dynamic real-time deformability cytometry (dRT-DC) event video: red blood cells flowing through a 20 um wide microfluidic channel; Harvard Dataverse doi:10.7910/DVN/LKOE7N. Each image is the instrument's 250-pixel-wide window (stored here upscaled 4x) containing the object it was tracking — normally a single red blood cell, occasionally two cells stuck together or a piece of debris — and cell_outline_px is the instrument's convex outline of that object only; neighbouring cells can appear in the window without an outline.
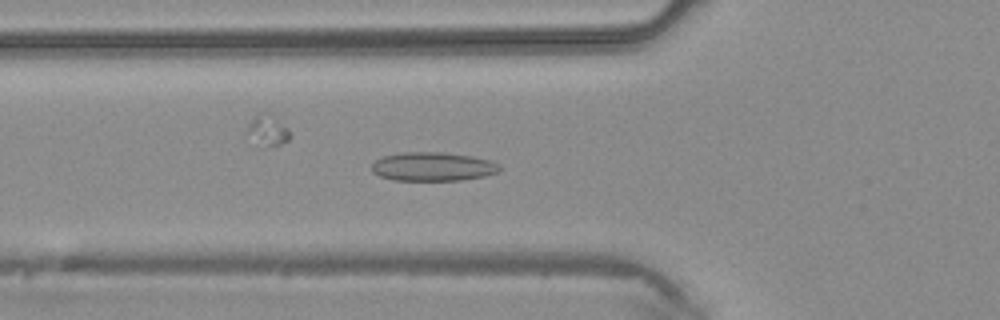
{"species": "common noctule bat (a hibernating species)", "species_latin": "Nyctalus noctula", "temperature_condition": "warm", "stored_images_in_passage": 40, "camera_frame_rate_fps": 3000, "um_per_image_px": 0.085, "animal": {"sex": "male", "body_mass_g": 20.4}, "frame": {"image": 1, "passage_image": 11, "time_ms": 3.333, "image_size_px": [1000, 320], "cell_outline_px": [[500, 168], [496, 172], [484, 176], [460, 180], [392, 180], [380, 176], [372, 172], [372, 164], [376, 160], [384, 156], [400, 152], [444, 152], [472, 156], [492, 160], [500, 164]], "centroid_in_image_um": [36.79, 14.15], "position_along_channel_um": 89.0, "area_um2": 21.5}}
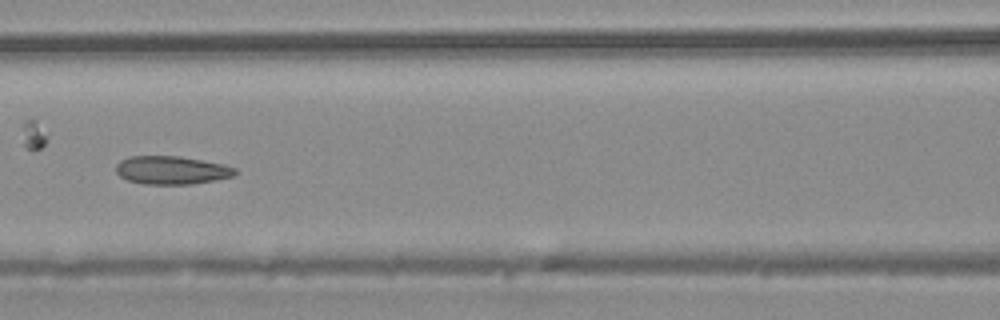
{"frame": {"image": 2, "passage_image": 15, "time_ms": 4.667, "image_size_px": [1000, 320], "cell_outline_px": [[236, 172], [232, 176], [216, 180], [192, 184], [144, 184], [128, 180], [120, 176], [116, 172], [116, 164], [120, 160], [128, 156], [180, 156], [224, 164], [236, 168]], "centroid_in_image_um": [14.57, 14.46], "position_along_channel_um": 152.0, "area_um2": 19.65}}
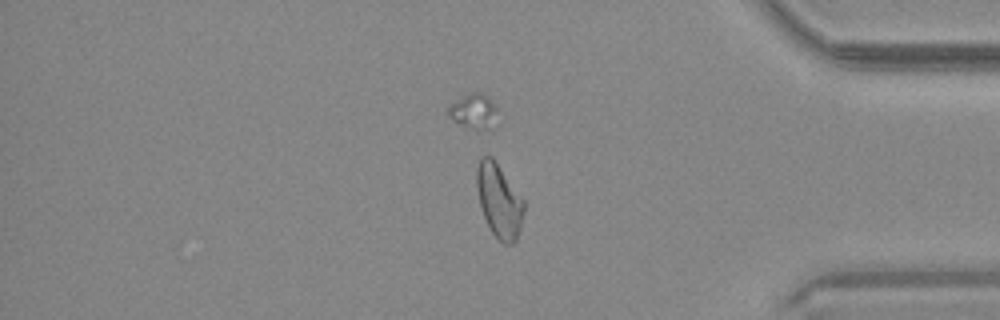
{"frame": {"image": 3, "passage_image": 32, "time_ms": 10.333, "image_size_px": [1000, 320], "cell_outline_px": [[524, 212], [520, 228], [516, 240], [512, 244], [504, 244], [492, 232], [484, 216], [480, 204], [476, 188], [476, 168], [480, 156], [492, 156], [524, 200]], "centroid_in_image_um": [42.41, 17.03], "position_along_channel_um": 392.8, "area_um2": 20.17}}